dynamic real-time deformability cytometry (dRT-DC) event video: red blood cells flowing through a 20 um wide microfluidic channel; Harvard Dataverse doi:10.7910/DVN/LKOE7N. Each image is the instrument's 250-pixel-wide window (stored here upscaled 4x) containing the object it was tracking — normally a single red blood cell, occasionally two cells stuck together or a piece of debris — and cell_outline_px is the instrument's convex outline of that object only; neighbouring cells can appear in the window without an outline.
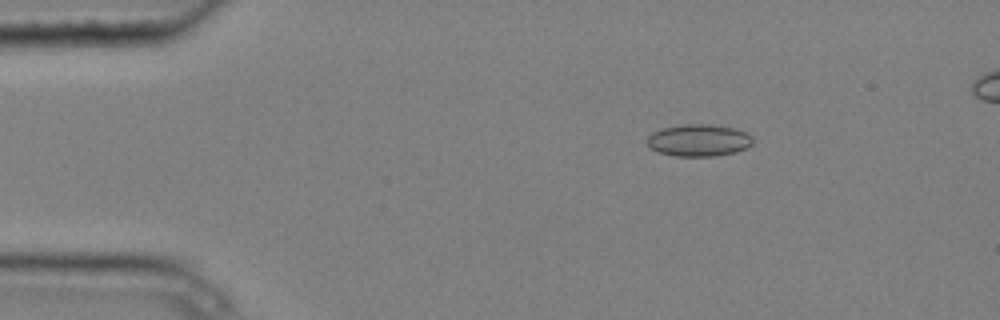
{"species": "common noctule bat (a hibernating species)", "species_latin": "Nyctalus noctula", "temperature_condition": "cold", "stored_images_in_passage": 6, "camera_frame_rate_fps": 3000, "um_per_image_px": 0.085, "animal": {"sex": "male", "body_mass_g": 20.4}, "frame": {"image": 1, "passage_image": 3, "time_ms": 0.667, "image_size_px": [1000, 320], "cell_outline_px": [[752, 144], [748, 148], [736, 152], [716, 156], [676, 156], [660, 152], [652, 148], [648, 144], [648, 136], [652, 132], [664, 128], [684, 124], [708, 124], [736, 128], [748, 132], [752, 136]], "centroid_in_image_um": [59.46, 11.92], "position_along_channel_um": 25.5, "area_um2": 19.77}}